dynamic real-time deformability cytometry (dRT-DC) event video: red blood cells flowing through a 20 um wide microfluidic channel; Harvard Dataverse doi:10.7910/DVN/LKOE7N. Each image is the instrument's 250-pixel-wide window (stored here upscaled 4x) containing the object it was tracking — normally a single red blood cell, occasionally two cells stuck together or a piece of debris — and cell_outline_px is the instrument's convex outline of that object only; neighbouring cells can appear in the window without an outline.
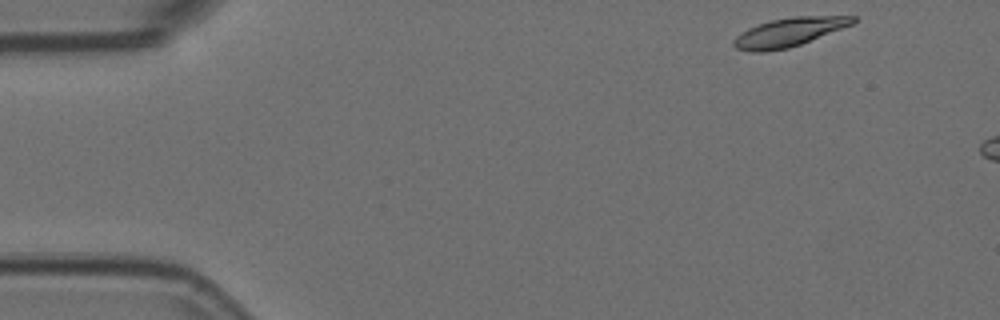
{"species": "Egyptian fruit bat (a non-hibernating species)", "species_latin": "Rousettus aegyptiacus", "temperature_condition": "room temperature", "stored_images_in_passage": 13, "camera_frame_rate_fps": 3000, "um_per_image_px": 0.085, "animal": {"sex": "female"}, "frame": {"image": 1, "passage_image": 1, "time_ms": 0.0, "image_size_px": [1000, 320], "cell_outline_px": [[856, 20], [852, 24], [800, 44], [788, 48], [764, 52], [752, 52], [736, 48], [732, 44], [732, 40], [740, 32], [748, 28], [772, 20], [792, 16], [856, 16]], "centroid_in_image_um": [67.01, 2.74], "position_along_channel_um": 18.0, "area_um2": 19.71}}
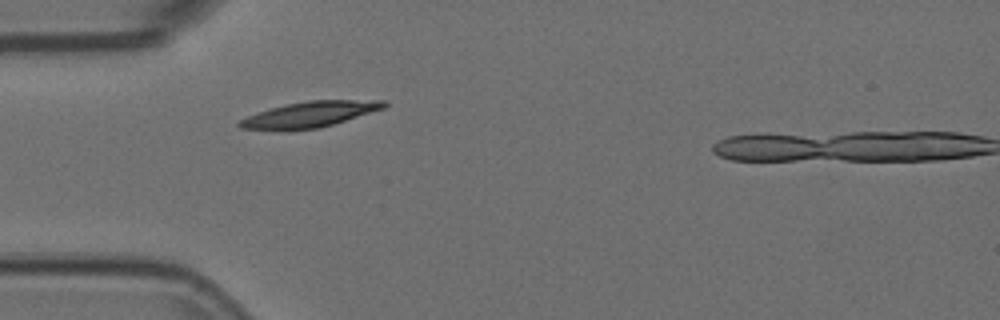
{"frame": {"image": 2, "passage_image": 12, "time_ms": 3.667, "image_size_px": [1000, 320], "cell_outline_px": [[388, 104], [384, 108], [320, 128], [288, 132], [240, 128], [236, 124], [240, 120], [256, 112], [288, 104], [308, 100], [384, 100]], "centroid_in_image_um": [26.27, 9.75], "position_along_channel_um": 58.7, "area_um2": 21.91}}